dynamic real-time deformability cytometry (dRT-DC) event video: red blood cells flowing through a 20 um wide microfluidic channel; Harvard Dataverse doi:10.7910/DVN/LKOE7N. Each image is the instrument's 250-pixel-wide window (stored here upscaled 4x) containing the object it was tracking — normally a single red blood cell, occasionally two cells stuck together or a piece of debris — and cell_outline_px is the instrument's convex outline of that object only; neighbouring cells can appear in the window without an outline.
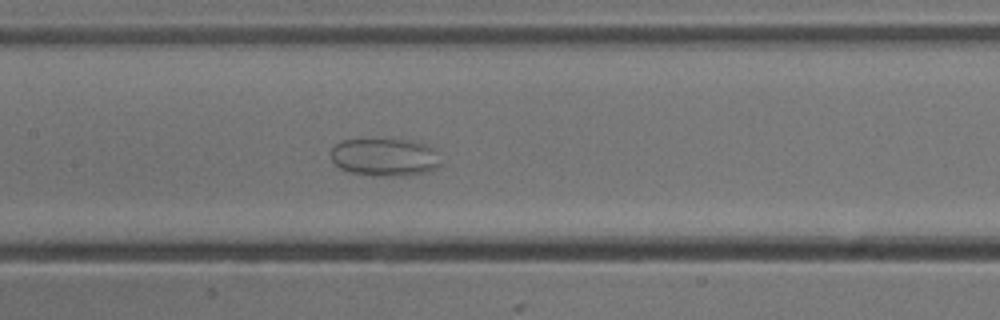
{"species": "common noctule bat (a hibernating species)", "species_latin": "Nyctalus noctula", "temperature_condition": "cold", "stored_images_in_passage": 48, "camera_frame_rate_fps": 3000, "um_per_image_px": 0.085, "animal": {"sex": "male", "body_mass_g": 13.3}, "frame": {"image": 1, "passage_image": 26, "time_ms": 8.333, "image_size_px": [1000, 320], "cell_outline_px": [[440, 164], [436, 168], [428, 172], [408, 176], [372, 176], [352, 172], [340, 168], [332, 160], [332, 148], [336, 144], [344, 140], [380, 136], [408, 140], [424, 144], [432, 148]], "centroid_in_image_um": [32.67, 13.33], "position_along_channel_um": 174.7, "area_um2": 24.8}}
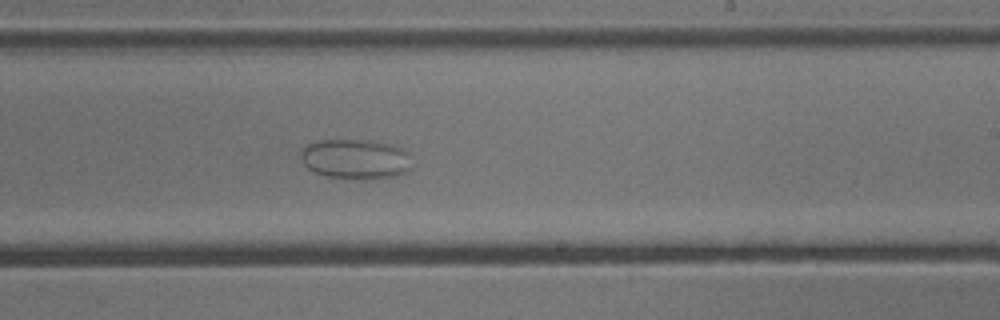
{"frame": {"image": 2, "passage_image": 33, "time_ms": 10.667, "image_size_px": [1000, 320], "cell_outline_px": [[412, 168], [396, 176], [376, 180], [360, 180], [324, 176], [308, 168], [300, 160], [300, 152], [304, 144], [316, 140], [372, 140], [388, 144], [400, 148], [408, 152]], "centroid_in_image_um": [30.19, 13.53], "position_along_channel_um": 258.8, "area_um2": 26.47}}
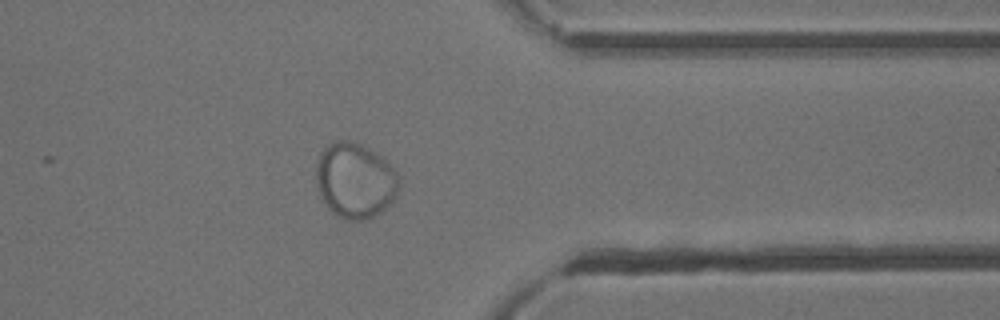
{"frame": {"image": 3, "passage_image": 44, "time_ms": 14.333, "image_size_px": [1000, 320], "cell_outline_px": [[400, 188], [396, 200], [380, 212], [372, 216], [360, 220], [348, 220], [336, 216], [328, 208], [320, 196], [316, 184], [316, 164], [320, 152], [332, 140], [348, 140], [360, 144], [380, 156], [400, 176]], "centroid_in_image_um": [30.18, 15.35], "position_along_channel_um": 381.2, "area_um2": 36.7}}